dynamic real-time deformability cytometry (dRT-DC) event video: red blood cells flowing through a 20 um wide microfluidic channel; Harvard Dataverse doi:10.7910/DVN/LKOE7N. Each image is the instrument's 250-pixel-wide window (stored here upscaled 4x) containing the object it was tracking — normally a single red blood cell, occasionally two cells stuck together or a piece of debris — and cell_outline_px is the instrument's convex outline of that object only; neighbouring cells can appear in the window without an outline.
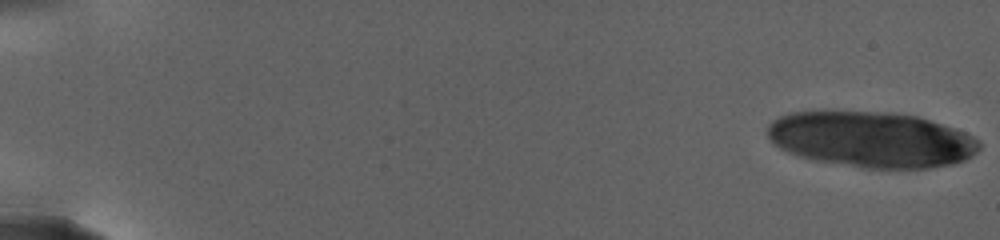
{"species": "human", "species_latin": "Homo sapiens", "temperature_condition": "warm", "stored_images_in_passage": 36, "camera_frame_rate_fps": 3000, "um_per_image_px": 0.085, "donor": {"sex": "female"}, "frame": {"image": 1, "passage_image": 1, "time_ms": 0.0, "image_size_px": [1000, 240], "cell_outline_px": [[980, 148], [972, 156], [964, 160], [952, 164], [932, 168], [860, 168], [812, 160], [796, 156], [780, 148], [768, 136], [768, 124], [772, 120], [780, 116], [792, 112], [888, 112], [916, 116], [964, 132], [980, 140]], "centroid_in_image_um": [74.06, 11.87], "position_along_channel_um": 10.9, "area_um2": 68.67}}